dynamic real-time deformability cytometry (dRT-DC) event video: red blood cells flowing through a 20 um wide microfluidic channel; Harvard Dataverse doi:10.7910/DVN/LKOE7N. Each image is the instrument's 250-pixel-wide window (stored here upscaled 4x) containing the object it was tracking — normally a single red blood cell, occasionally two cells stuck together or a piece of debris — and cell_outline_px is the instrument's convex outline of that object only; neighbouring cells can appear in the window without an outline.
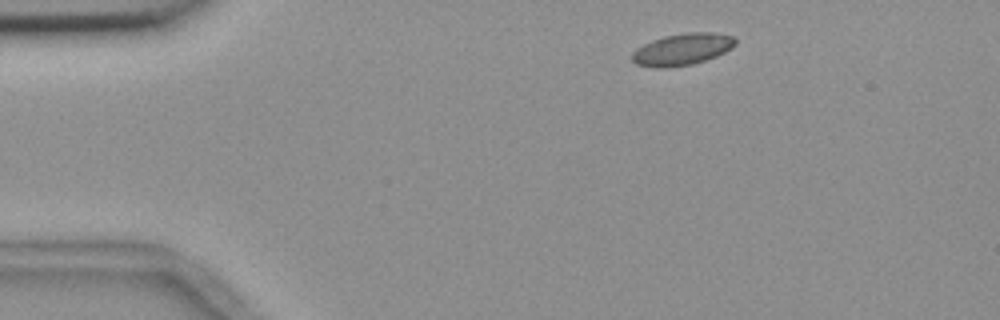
{"species": "common noctule bat (a hibernating species)", "species_latin": "Nyctalus noctula", "temperature_condition": "room temperature", "stored_images_in_passage": 48, "camera_frame_rate_fps": 3000, "um_per_image_px": 0.085, "animal": {"sex": "female", "body_mass_g": 18.4}, "frame": {"image": 1, "passage_image": 1, "time_ms": 0.0, "image_size_px": [1000, 320], "cell_outline_px": [[736, 44], [732, 48], [716, 56], [692, 64], [664, 68], [656, 68], [636, 64], [632, 60], [632, 52], [636, 48], [652, 40], [664, 36], [688, 32], [712, 32], [732, 36], [736, 40]], "centroid_in_image_um": [57.98, 4.19], "position_along_channel_um": 27.0, "area_um2": 19.07}}
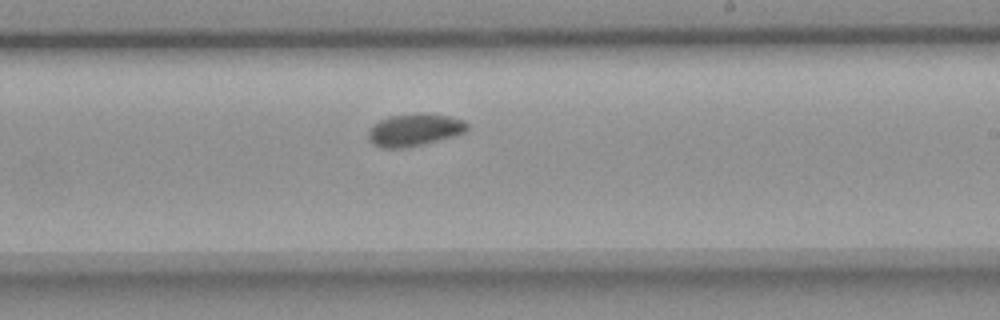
{"frame": {"image": 2, "passage_image": 25, "time_ms": 8.0, "image_size_px": [1000, 320], "cell_outline_px": [[468, 128], [464, 132], [452, 136], [420, 144], [400, 148], [384, 148], [372, 144], [368, 140], [368, 128], [372, 124], [388, 116], [416, 112], [420, 112], [448, 116], [464, 120], [468, 124]], "centroid_in_image_um": [35.16, 11.01], "position_along_channel_um": 253.8, "area_um2": 18.67}}
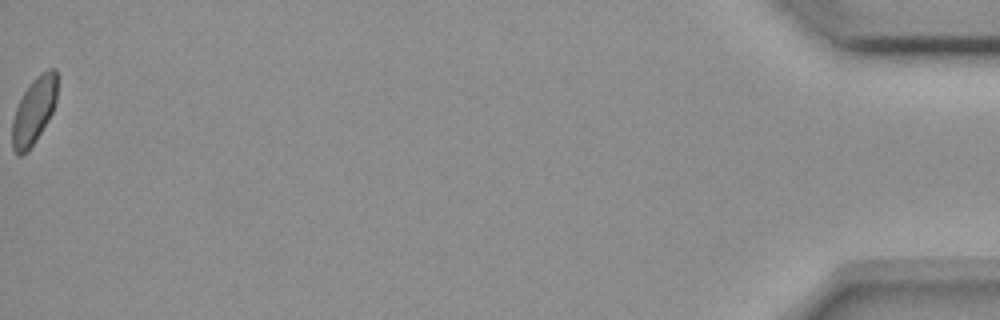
{"frame": {"image": 3, "passage_image": 48, "time_ms": 15.667, "image_size_px": [1000, 320], "cell_outline_px": [[56, 100], [52, 112], [48, 120], [36, 140], [20, 156], [16, 156], [12, 148], [12, 120], [16, 108], [24, 92], [32, 80], [48, 68], [56, 68]], "centroid_in_image_um": [2.87, 9.42], "position_along_channel_um": 432.3, "area_um2": 17.17}, "authors_computed_cell_mechanics": {"area_um2": 18.4093, "velocity_mm_per_s": 3.6331, "shape_relaxation_time_tau1_ms": 3.0832, "shape_relaxation_time_tau2_ms": null, "deformation_change_tau1": 0.0539, "deformation_change_tau2": null}}